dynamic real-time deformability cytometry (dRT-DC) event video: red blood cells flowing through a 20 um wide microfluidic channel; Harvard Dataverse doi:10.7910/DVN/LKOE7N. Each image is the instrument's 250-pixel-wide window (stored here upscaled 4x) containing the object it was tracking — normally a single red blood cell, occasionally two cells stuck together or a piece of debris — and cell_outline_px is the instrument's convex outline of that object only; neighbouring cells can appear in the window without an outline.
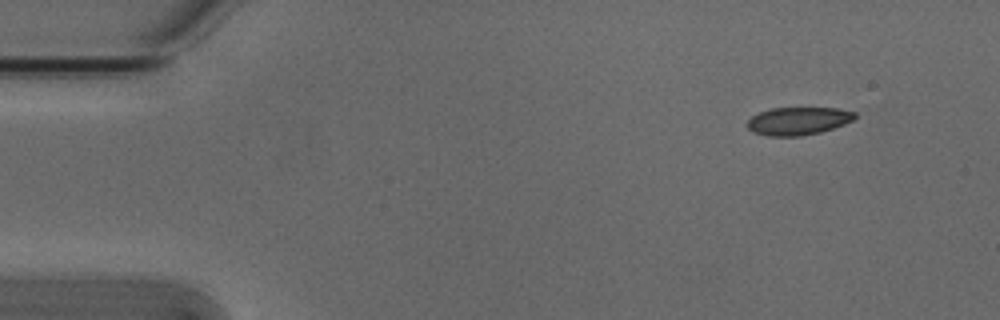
{"species": "Egyptian fruit bat (a non-hibernating species)", "species_latin": "Rousettus aegyptiacus", "temperature_condition": "cold", "stored_images_in_passage": 3, "camera_frame_rate_fps": 3000, "um_per_image_px": 0.085, "animal": {"sex": "male"}, "frame": {"image": 1, "passage_image": 1, "time_ms": 0.0, "image_size_px": [1000, 320], "cell_outline_px": [[856, 116], [852, 120], [844, 124], [820, 132], [800, 136], [768, 136], [752, 132], [748, 128], [748, 120], [752, 116], [760, 112], [772, 108], [840, 108], [856, 112]], "centroid_in_image_um": [67.85, 10.28], "position_along_channel_um": 17.2, "area_um2": 17.4}}